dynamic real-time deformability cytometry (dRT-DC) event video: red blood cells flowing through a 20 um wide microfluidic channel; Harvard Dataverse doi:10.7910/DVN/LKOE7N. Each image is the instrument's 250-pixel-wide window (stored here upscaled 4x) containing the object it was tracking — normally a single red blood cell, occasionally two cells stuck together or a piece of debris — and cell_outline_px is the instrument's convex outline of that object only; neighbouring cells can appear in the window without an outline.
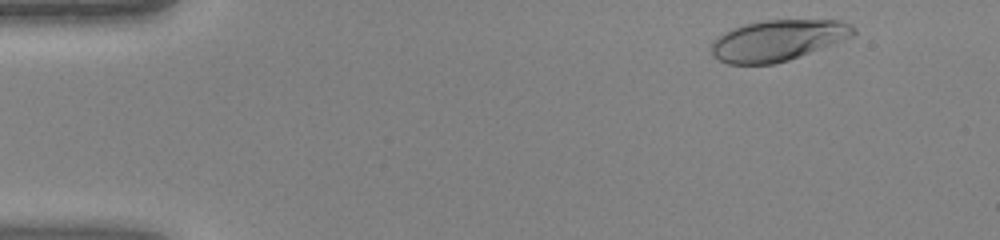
{"species": "human", "species_latin": "Homo sapiens", "temperature_condition": "warm", "stored_images_in_passage": 43, "camera_frame_rate_fps": 3000, "um_per_image_px": 0.085, "donor": {"sex": "female"}, "frame": {"image": 1, "passage_image": 3, "time_ms": 0.667, "image_size_px": [1000, 240], "cell_outline_px": [[856, 32], [852, 36], [832, 44], [788, 60], [772, 64], [728, 64], [712, 56], [712, 40], [724, 32], [732, 28], [764, 20], [840, 20], [852, 24], [856, 28]], "centroid_in_image_um": [66.11, 3.42], "position_along_channel_um": 18.9, "area_um2": 33.7}}
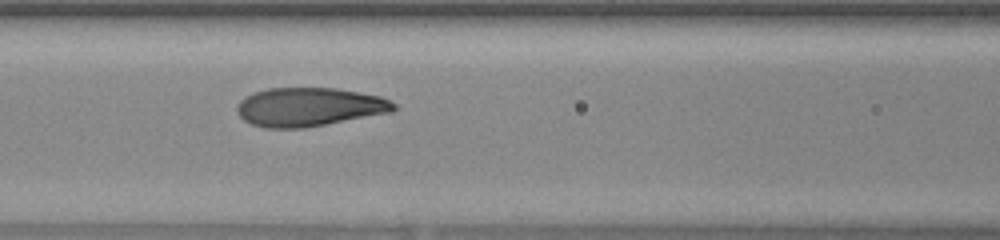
{"frame": {"image": 2, "passage_image": 18, "time_ms": 5.667, "image_size_px": [1000, 240], "cell_outline_px": [[396, 108], [392, 112], [304, 128], [264, 128], [252, 124], [244, 120], [236, 112], [236, 108], [240, 100], [244, 96], [268, 88], [336, 88], [380, 96], [396, 104]], "centroid_in_image_um": [26.25, 9.09], "position_along_channel_um": 140.3, "area_um2": 35.32}}
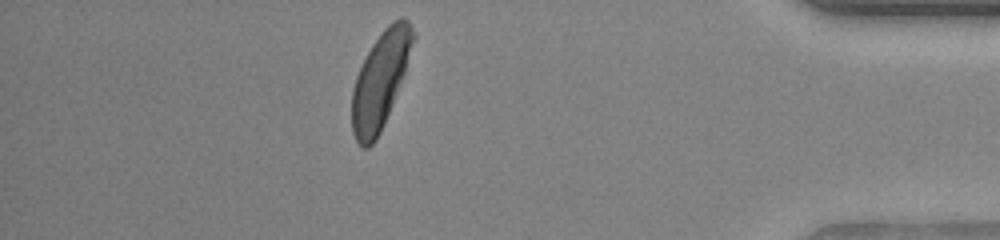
{"frame": {"image": 3, "passage_image": 38, "time_ms": 12.333, "image_size_px": [1000, 240], "cell_outline_px": [[416, 36], [404, 72], [392, 104], [380, 132], [376, 140], [368, 148], [364, 148], [356, 140], [352, 132], [352, 88], [356, 76], [372, 44], [384, 28], [392, 20], [400, 16], [404, 16], [408, 20]], "centroid_in_image_um": [32.32, 6.78], "position_along_channel_um": 402.9, "area_um2": 33.87}}